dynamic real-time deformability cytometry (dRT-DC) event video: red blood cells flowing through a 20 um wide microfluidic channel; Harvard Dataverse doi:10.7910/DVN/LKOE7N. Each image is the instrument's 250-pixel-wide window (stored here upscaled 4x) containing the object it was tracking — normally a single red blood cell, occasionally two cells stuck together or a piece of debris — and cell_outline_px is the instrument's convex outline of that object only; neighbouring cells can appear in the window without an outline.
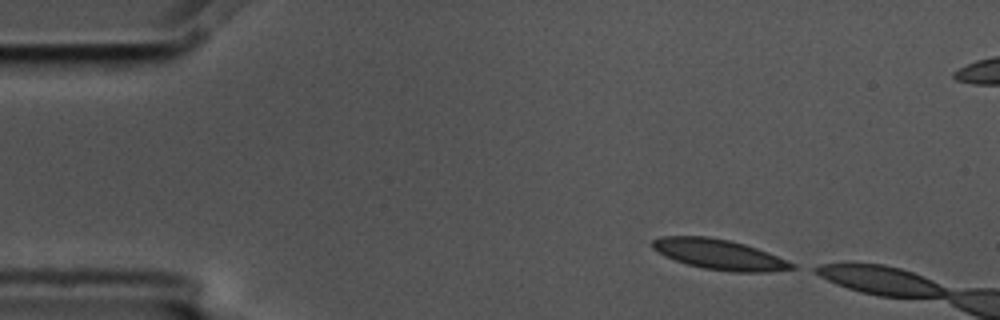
{"species": "common noctule bat (a hibernating species)", "species_latin": "Nyctalus noctula", "temperature_condition": "cold", "stored_images_in_passage": 3, "camera_frame_rate_fps": 3000, "um_per_image_px": 0.085, "animal": {"sex": "male", "body_mass_g": 17.5, "forearm_length_mm": 52.3}, "frame": {"image": 1, "passage_image": 1, "time_ms": 0.0, "image_size_px": [1000, 320], "cell_outline_px": [[796, 268], [768, 272], [732, 272], [704, 268], [688, 264], [664, 256], [652, 248], [652, 240], [660, 236], [708, 236], [732, 240], [768, 252], [796, 264]], "centroid_in_image_um": [61.14, 21.62], "position_along_channel_um": 23.9, "area_um2": 24.62}}